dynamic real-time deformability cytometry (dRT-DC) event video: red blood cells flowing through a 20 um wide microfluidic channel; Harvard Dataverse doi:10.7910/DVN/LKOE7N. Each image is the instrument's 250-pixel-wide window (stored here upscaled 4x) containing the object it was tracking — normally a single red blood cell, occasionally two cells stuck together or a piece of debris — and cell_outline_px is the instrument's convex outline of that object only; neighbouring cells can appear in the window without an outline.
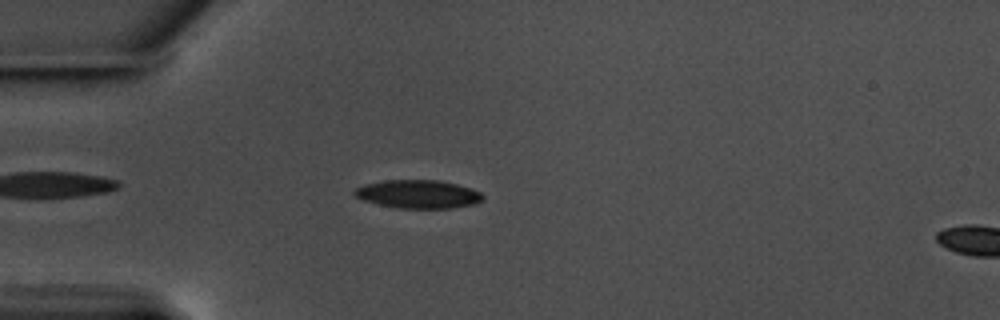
{"species": "common noctule bat (a hibernating species)", "species_latin": "Nyctalus noctula", "temperature_condition": "warm", "stored_images_in_passage": 48, "camera_frame_rate_fps": 3000, "um_per_image_px": 0.085, "animal": {"sex": "male", "body_mass_g": 17.5, "forearm_length_mm": 52.3}, "frame": {"image": 1, "passage_image": 7, "time_ms": 2.0, "image_size_px": [1000, 320], "cell_outline_px": [[484, 200], [476, 204], [452, 208], [400, 208], [380, 204], [364, 200], [356, 196], [352, 192], [356, 188], [364, 184], [384, 180], [440, 180], [456, 184], [480, 192], [484, 196]], "centroid_in_image_um": [35.57, 16.5], "position_along_channel_um": 49.4, "area_um2": 21.1}}
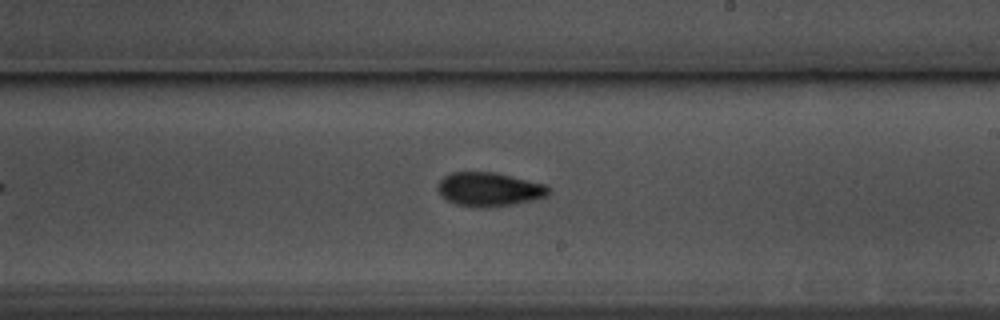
{"frame": {"image": 2, "passage_image": 25, "time_ms": 8.0, "image_size_px": [1000, 320], "cell_outline_px": [[548, 192], [544, 196], [532, 200], [512, 204], [488, 208], [480, 208], [456, 204], [440, 196], [436, 188], [440, 180], [444, 176], [452, 172], [496, 172], [544, 184], [548, 188]], "centroid_in_image_um": [41.51, 16.09], "position_along_channel_um": 247.5, "area_um2": 21.79}}
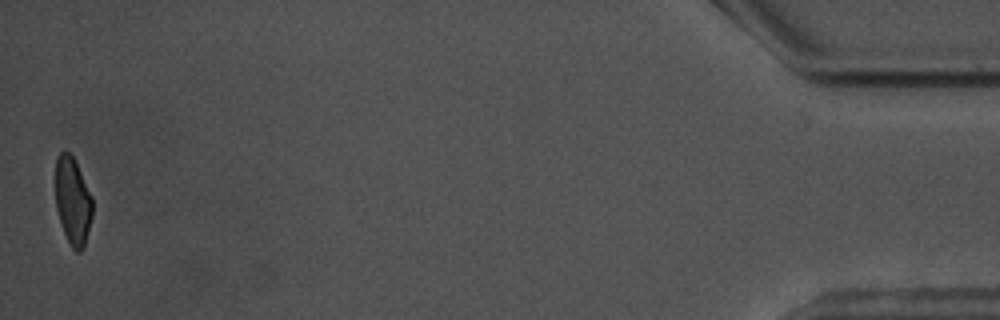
{"frame": {"image": 3, "passage_image": 48, "time_ms": 15.667, "image_size_px": [1000, 320], "cell_outline_px": [[92, 216], [84, 248], [80, 252], [76, 252], [72, 248], [64, 232], [56, 208], [56, 156], [60, 152], [68, 152], [72, 156], [92, 196]], "centroid_in_image_um": [6.19, 17.11], "position_along_channel_um": 429.0, "area_um2": 18.61}, "authors_computed_cell_mechanics": {"area_um2": 21.0681, "velocity_mm_per_s": 3.5561, "shape_relaxation_time_tau1_ms": 2.7718, "shape_relaxation_time_tau2_ms": 5.0289, "deformation_change_tau1": 0.1262, "deformation_change_tau2": 0.1088}}